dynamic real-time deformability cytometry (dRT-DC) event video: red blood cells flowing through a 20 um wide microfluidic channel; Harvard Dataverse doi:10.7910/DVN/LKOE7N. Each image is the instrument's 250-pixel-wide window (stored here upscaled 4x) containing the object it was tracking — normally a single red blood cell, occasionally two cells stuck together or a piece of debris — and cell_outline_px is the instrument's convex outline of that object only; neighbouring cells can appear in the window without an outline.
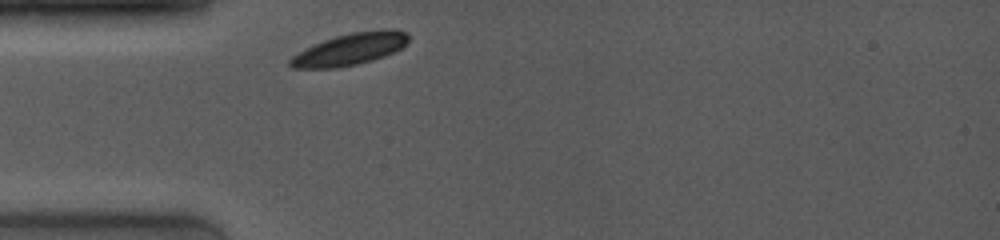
{"species": "common noctule bat (a hibernating species)", "species_latin": "Nyctalus noctula", "temperature_condition": "room temperature", "stored_images_in_passage": 6, "camera_frame_rate_fps": 4000, "um_per_image_px": 0.085, "animal": {"sex": "female", "body_mass_g": 19.0, "forearm_length_mm": 53.3}, "frame": {"image": 1, "passage_image": 1, "time_ms": 0.0, "image_size_px": [1000, 240], "cell_outline_px": [[408, 40], [400, 48], [384, 56], [372, 60], [356, 64], [336, 68], [292, 68], [288, 64], [288, 60], [292, 56], [324, 40], [336, 36], [352, 32], [380, 28], [396, 28], [408, 32]], "centroid_in_image_um": [29.79, 4.16], "position_along_channel_um": 55.2, "area_um2": 21.91}}